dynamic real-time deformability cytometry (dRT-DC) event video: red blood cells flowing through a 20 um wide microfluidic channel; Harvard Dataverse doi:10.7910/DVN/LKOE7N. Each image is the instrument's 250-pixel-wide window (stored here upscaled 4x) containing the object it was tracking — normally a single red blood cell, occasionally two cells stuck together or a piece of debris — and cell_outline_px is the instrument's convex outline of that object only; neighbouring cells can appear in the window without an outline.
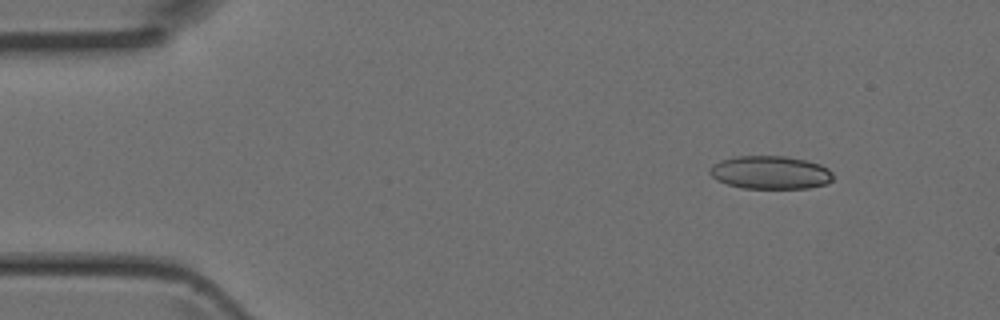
{"species": "Egyptian fruit bat (a non-hibernating species)", "species_latin": "Rousettus aegyptiacus", "temperature_condition": "room temperature", "stored_images_in_passage": 3, "camera_frame_rate_fps": 3000, "um_per_image_px": 0.085, "animal": {"sex": "female"}, "frame": {"image": 1, "passage_image": 1, "time_ms": 0.0, "image_size_px": [1000, 320], "cell_outline_px": [[832, 180], [828, 184], [808, 188], [744, 188], [728, 184], [716, 180], [708, 172], [712, 164], [720, 160], [736, 156], [788, 156], [808, 160], [820, 164], [828, 168], [832, 172]], "centroid_in_image_um": [65.49, 14.65], "position_along_channel_um": 19.5, "area_um2": 24.04}}